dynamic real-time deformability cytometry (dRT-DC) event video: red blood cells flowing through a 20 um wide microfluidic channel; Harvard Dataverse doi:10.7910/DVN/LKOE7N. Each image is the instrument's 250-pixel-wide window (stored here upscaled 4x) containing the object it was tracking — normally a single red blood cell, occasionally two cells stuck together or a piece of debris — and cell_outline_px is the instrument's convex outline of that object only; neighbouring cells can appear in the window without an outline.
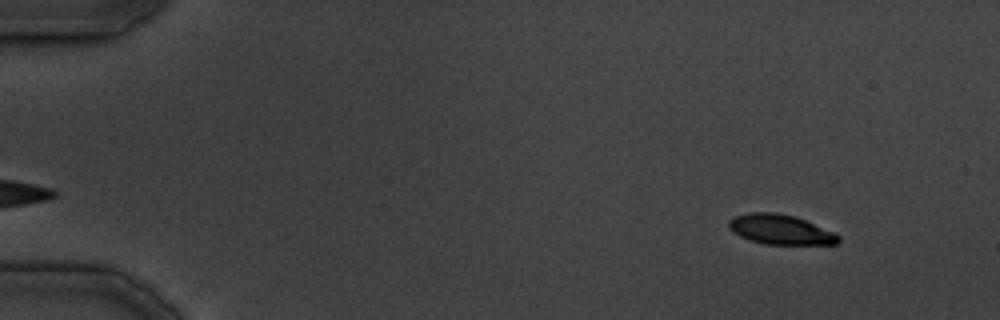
{"species": "common noctule bat (a hibernating species)", "species_latin": "Nyctalus noctula", "temperature_condition": "cold", "stored_images_in_passage": 10, "camera_frame_rate_fps": 3000, "um_per_image_px": 0.085, "animal": {"sex": "male", "body_mass_g": 19.5, "forearm_length_mm": 54.6}, "frame": {"image": 1, "passage_image": 2, "time_ms": 1.0, "image_size_px": [1000, 320], "cell_outline_px": [[840, 240], [836, 244], [764, 244], [748, 240], [732, 232], [728, 228], [728, 220], [736, 216], [748, 212], [772, 212], [792, 216], [804, 220], [836, 232], [840, 236]], "centroid_in_image_um": [66.32, 19.51], "position_along_channel_um": 18.7, "area_um2": 19.07}}